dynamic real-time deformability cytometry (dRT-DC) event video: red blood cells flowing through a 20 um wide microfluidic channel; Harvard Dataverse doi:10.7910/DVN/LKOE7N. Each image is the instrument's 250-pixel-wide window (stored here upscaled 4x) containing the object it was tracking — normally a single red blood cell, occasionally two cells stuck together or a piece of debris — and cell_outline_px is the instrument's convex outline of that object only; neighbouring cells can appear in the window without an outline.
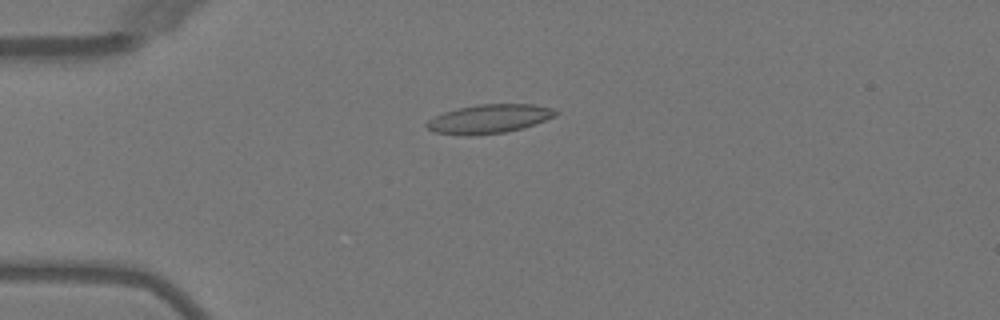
{"species": "Egyptian fruit bat (a non-hibernating species)", "species_latin": "Rousettus aegyptiacus", "temperature_condition": "warm", "stored_images_in_passage": 6, "camera_frame_rate_fps": 3000, "um_per_image_px": 0.085, "animal": {"sex": "female"}, "frame": {"image": 1, "passage_image": 4, "time_ms": 3.667, "image_size_px": [1000, 320], "cell_outline_px": [[560, 112], [556, 116], [536, 124], [524, 128], [504, 132], [476, 136], [464, 136], [432, 132], [424, 124], [428, 120], [444, 112], [460, 108], [480, 104], [532, 104], [556, 108]], "centroid_in_image_um": [41.62, 10.11], "position_along_channel_um": 43.4, "area_um2": 22.02}}
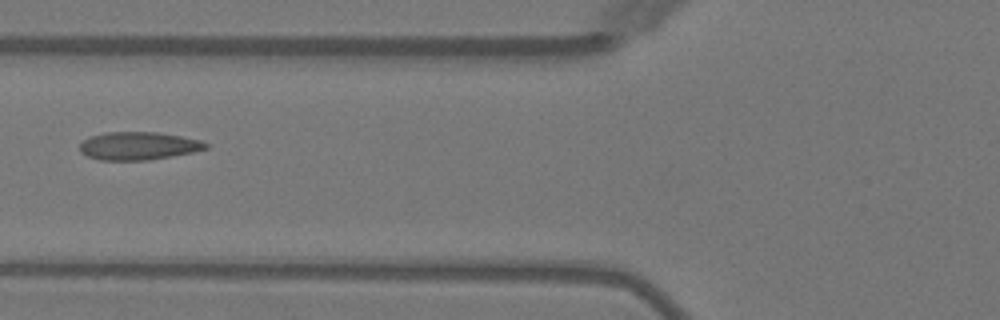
{"frame": {"image": 2, "passage_image": 6, "time_ms": 6.0, "image_size_px": [1000, 320], "cell_outline_px": [[208, 148], [192, 152], [148, 160], [100, 160], [88, 156], [80, 152], [80, 144], [84, 140], [92, 136], [104, 132], [156, 132], [180, 136], [200, 140], [208, 144]], "centroid_in_image_um": [11.75, 12.4], "position_along_channel_um": 114.1, "area_um2": 20.35}}